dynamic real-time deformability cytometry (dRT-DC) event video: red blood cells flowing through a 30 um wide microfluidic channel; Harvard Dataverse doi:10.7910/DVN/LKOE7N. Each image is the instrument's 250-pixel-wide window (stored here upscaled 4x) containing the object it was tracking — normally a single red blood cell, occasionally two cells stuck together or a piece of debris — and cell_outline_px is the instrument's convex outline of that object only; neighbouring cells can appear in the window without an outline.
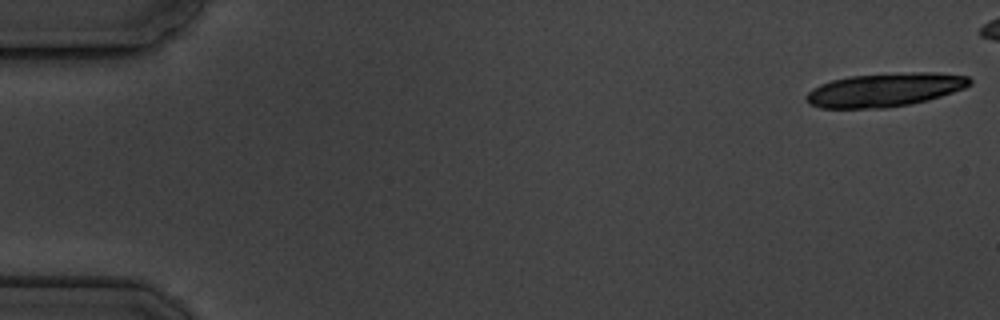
{"species": "common noctule bat (a hibernating species)", "species_latin": "Nyctalus noctula", "temperature_condition": "cold", "stored_images_in_passage": 15, "camera_frame_rate_fps": 3000, "um_per_image_px": 0.085, "animal": {"sex": "male", "body_mass_g": 19.5, "forearm_length_mm": 54.6}, "frame": {"image": 1, "passage_image": 1, "time_ms": 0.0, "image_size_px": [1000, 320], "cell_outline_px": [[972, 84], [964, 88], [928, 100], [912, 104], [884, 108], [820, 108], [808, 104], [804, 100], [804, 96], [812, 88], [820, 84], [832, 80], [852, 76], [912, 72], [936, 72], [968, 76], [972, 80]], "centroid_in_image_um": [75.19, 7.64], "position_along_channel_um": 9.8, "area_um2": 32.14}}
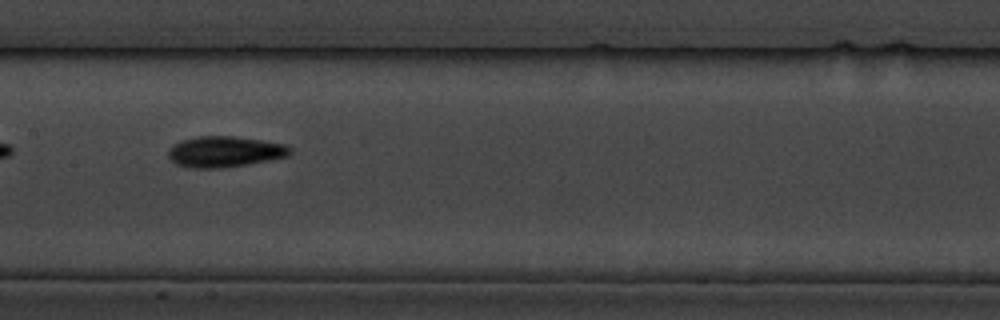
{"frame": {"image": 2, "passage_image": 9, "time_ms": 9.333, "image_size_px": [1000, 320], "cell_outline_px": [[292, 152], [288, 156], [248, 164], [220, 168], [192, 168], [176, 164], [168, 156], [168, 152], [172, 144], [180, 140], [200, 136], [232, 136], [264, 140], [284, 144], [292, 148]], "centroid_in_image_um": [19.1, 12.89], "position_along_channel_um": 188.3, "area_um2": 21.96}, "authors_computed_cell_mechanics": {"area_um2": 21.6172, "velocity_mm_per_s": 3.5127, "shape_relaxation_time_tau1_ms": 1.6349, "shape_relaxation_time_tau2_ms": 6.3181, "deformation_change_tau1": 0.0843, "deformation_change_tau2": 0.128}}